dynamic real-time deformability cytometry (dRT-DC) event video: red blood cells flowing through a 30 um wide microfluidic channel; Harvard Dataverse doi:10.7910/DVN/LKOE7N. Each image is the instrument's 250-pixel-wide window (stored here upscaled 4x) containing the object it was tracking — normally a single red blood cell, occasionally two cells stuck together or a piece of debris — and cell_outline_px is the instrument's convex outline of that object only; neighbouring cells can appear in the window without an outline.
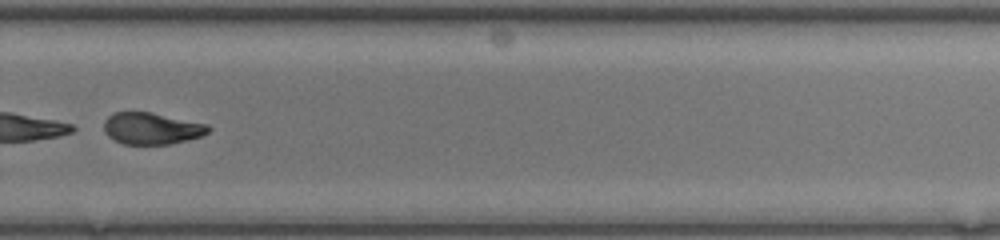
{"species": "common noctule bat (a hibernating species)", "species_latin": "Nyctalus noctula", "temperature_condition": "room temperature", "stored_images_in_passage": 47, "camera_frame_rate_fps": 3000, "um_per_image_px": 0.085, "animal": {"sex": "female", "body_mass_g": 17.0, "forearm_length_mm": 48.0}, "frame": {"image": 1, "passage_image": 33, "time_ms": 10.667, "image_size_px": [1000, 240], "cell_outline_px": [[212, 128], [208, 132], [200, 136], [188, 140], [168, 144], [124, 144], [108, 136], [104, 128], [104, 120], [108, 116], [116, 112], [148, 112], [208, 124]], "centroid_in_image_um": [12.9, 10.92], "position_along_channel_um": 316.9, "area_um2": 19.07}}